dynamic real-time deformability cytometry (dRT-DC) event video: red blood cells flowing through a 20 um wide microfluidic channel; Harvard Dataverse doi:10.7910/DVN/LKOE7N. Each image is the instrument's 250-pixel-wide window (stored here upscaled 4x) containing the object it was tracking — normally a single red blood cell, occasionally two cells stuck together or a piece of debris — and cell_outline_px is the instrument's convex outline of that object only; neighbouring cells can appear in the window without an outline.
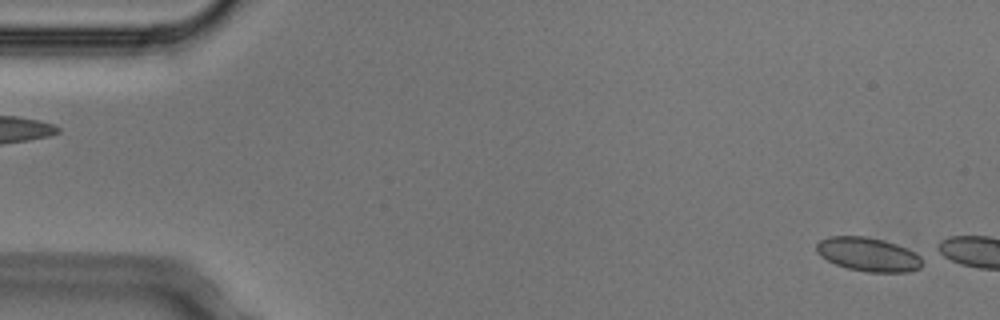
{"species": "Egyptian fruit bat (a non-hibernating species)", "species_latin": "Rousettus aegyptiacus", "temperature_condition": "cold", "stored_images_in_passage": 3, "segment_of_instrument_passage": [2, 2], "camera_frame_rate_fps": 3000, "um_per_image_px": 0.085, "animal": {"sex": "male"}, "frame": {"image": 1, "passage_image": 3, "time_ms": 0.667, "image_size_px": [1000, 320], "cell_outline_px": [[920, 268], [908, 272], [868, 272], [848, 268], [836, 264], [820, 256], [816, 252], [816, 244], [820, 240], [828, 236], [864, 236], [884, 240], [896, 244], [920, 256]], "centroid_in_image_um": [73.74, 21.62], "position_along_channel_um": 11.3, "area_um2": 20.63}}